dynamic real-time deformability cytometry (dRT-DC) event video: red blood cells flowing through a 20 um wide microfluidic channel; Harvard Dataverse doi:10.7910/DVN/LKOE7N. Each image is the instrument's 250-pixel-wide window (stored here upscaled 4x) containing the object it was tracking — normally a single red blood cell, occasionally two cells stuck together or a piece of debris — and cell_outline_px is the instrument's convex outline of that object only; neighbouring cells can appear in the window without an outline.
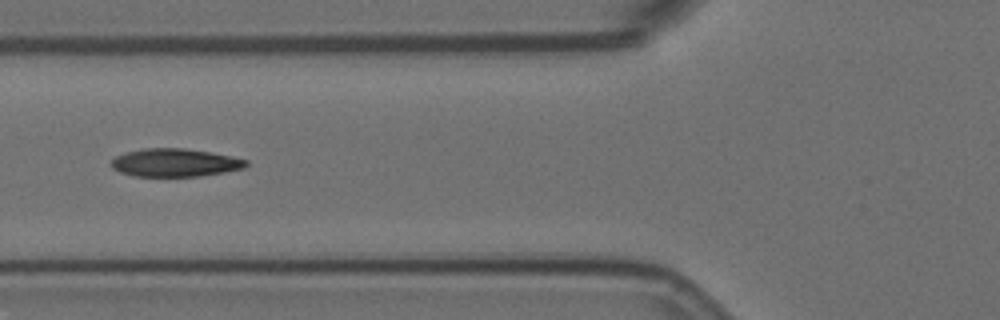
{"species": "Egyptian fruit bat (a non-hibernating species)", "species_latin": "Rousettus aegyptiacus", "temperature_condition": "room temperature", "stored_images_in_passage": 14, "camera_frame_rate_fps": 3000, "um_per_image_px": 0.085, "animal": {"sex": "female"}, "frame": {"image": 1, "passage_image": 4, "time_ms": 1.0, "image_size_px": [1000, 320], "cell_outline_px": [[248, 164], [244, 168], [224, 172], [200, 176], [132, 176], [120, 172], [112, 168], [112, 160], [116, 156], [124, 152], [144, 148], [184, 148], [212, 152], [232, 156], [248, 160]], "centroid_in_image_um": [14.88, 13.82], "position_along_channel_um": 110.9, "area_um2": 22.14}}
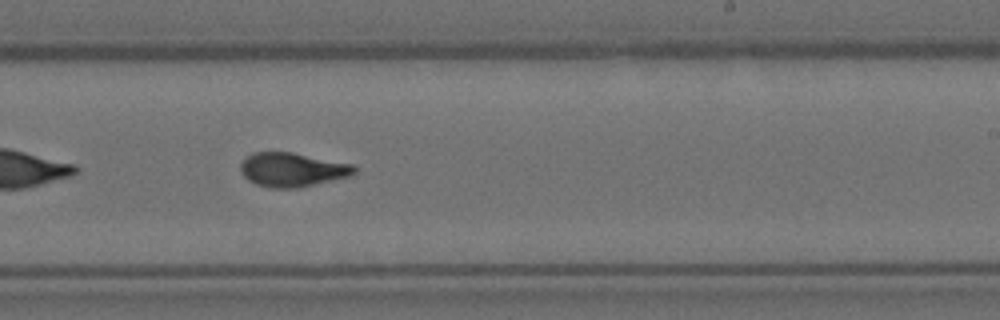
{"frame": {"image": 2, "passage_image": 8, "time_ms": 2.333, "image_size_px": [1000, 320], "cell_outline_px": [[356, 172], [352, 176], [300, 188], [272, 188], [256, 184], [248, 180], [240, 172], [240, 164], [252, 152], [292, 152], [352, 164], [356, 168]], "centroid_in_image_um": [24.86, 14.43], "position_along_channel_um": 264.1, "area_um2": 22.72}}
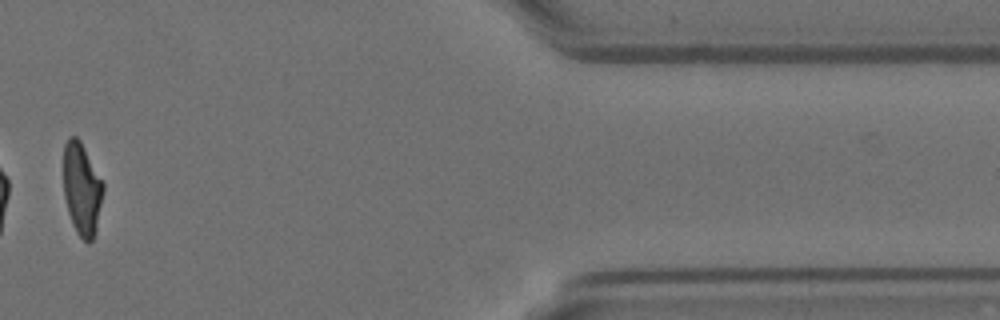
{"frame": {"image": 3, "passage_image": 12, "time_ms": 3.667, "image_size_px": [1000, 320], "cell_outline_px": [[104, 192], [96, 228], [92, 240], [88, 244], [76, 232], [72, 224], [68, 212], [64, 196], [64, 144], [68, 136], [76, 136], [80, 140], [104, 184]], "centroid_in_image_um": [6.95, 16.06], "position_along_channel_um": 404.4, "area_um2": 21.33}}